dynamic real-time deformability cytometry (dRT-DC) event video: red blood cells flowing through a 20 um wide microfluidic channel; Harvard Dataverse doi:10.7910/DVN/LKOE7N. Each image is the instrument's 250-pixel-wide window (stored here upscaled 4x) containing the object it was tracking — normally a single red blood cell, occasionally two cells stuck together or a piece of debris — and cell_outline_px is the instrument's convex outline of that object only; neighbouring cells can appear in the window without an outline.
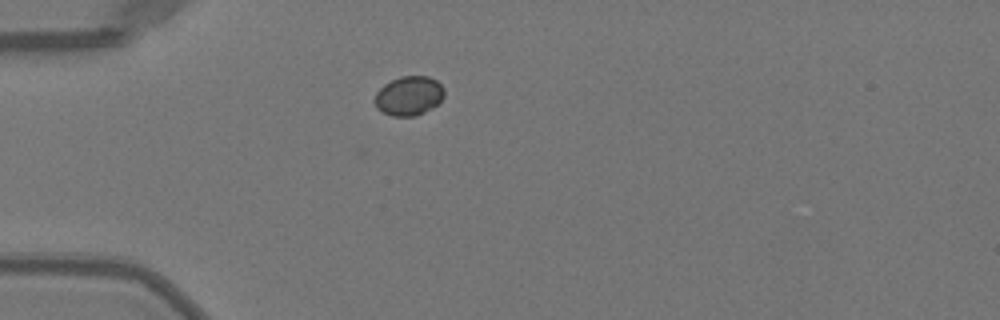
{"species": "Egyptian fruit bat (a non-hibernating species)", "species_latin": "Rousettus aegyptiacus", "temperature_condition": "warm", "stored_images_in_passage": 38, "camera_frame_rate_fps": 3000, "um_per_image_px": 0.085, "animal": {"sex": "female"}, "frame": {"image": 1, "passage_image": 1, "time_ms": 0.0, "image_size_px": [1000, 320], "cell_outline_px": [[444, 96], [432, 108], [416, 116], [392, 116], [376, 108], [372, 100], [376, 92], [384, 84], [400, 76], [428, 76], [436, 80], [444, 88]], "centroid_in_image_um": [34.72, 8.14], "position_along_channel_um": 50.3, "area_um2": 16.01}}
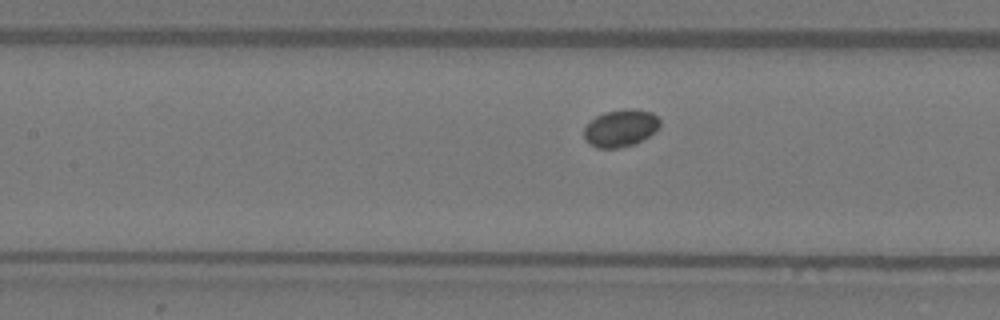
{"frame": {"image": 2, "passage_image": 10, "time_ms": 3.0, "image_size_px": [1000, 320], "cell_outline_px": [[660, 124], [648, 136], [636, 144], [616, 148], [596, 148], [588, 144], [584, 140], [584, 128], [596, 116], [604, 112], [624, 108], [632, 108], [652, 112], [660, 120]], "centroid_in_image_um": [52.72, 10.89], "position_along_channel_um": 154.7, "area_um2": 16.53}}
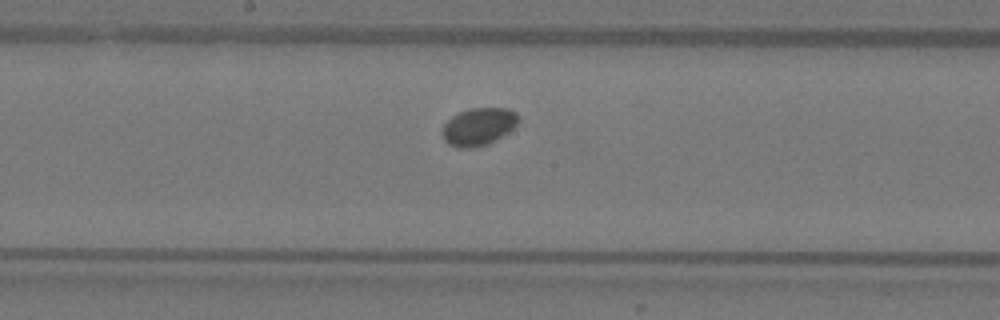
{"frame": {"image": 3, "passage_image": 14, "time_ms": 4.333, "image_size_px": [1000, 320], "cell_outline_px": [[520, 116], [516, 124], [508, 132], [488, 144], [468, 148], [456, 148], [448, 144], [440, 136], [440, 132], [444, 124], [452, 116], [468, 108], [508, 108], [516, 112]], "centroid_in_image_um": [40.64, 10.76], "position_along_channel_um": 207.6, "area_um2": 16.82}}